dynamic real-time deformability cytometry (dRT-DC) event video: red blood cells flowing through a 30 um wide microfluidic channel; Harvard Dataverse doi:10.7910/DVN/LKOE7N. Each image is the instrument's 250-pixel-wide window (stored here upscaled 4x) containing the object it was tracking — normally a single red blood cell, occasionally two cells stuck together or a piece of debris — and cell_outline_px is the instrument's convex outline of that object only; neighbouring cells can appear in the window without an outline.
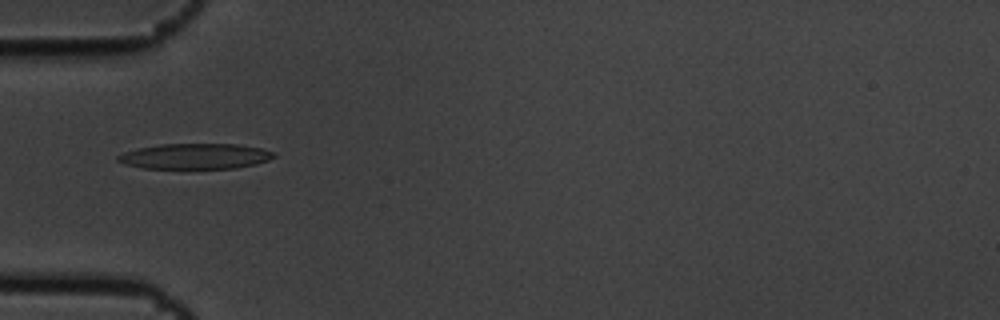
{"species": "common noctule bat (a hibernating species)", "species_latin": "Nyctalus noctula", "temperature_condition": "cold", "stored_images_in_passage": 9, "camera_frame_rate_fps": 3000, "um_per_image_px": 0.085, "animal": {"sex": "male", "body_mass_g": 19.5, "forearm_length_mm": 54.6}, "frame": {"image": 1, "passage_image": 6, "time_ms": 1.667, "image_size_px": [1000, 320], "cell_outline_px": [[276, 156], [268, 160], [256, 164], [236, 168], [144, 168], [124, 164], [116, 160], [116, 156], [124, 152], [140, 148], [160, 144], [236, 144], [260, 148], [272, 152]], "centroid_in_image_um": [16.57, 13.28], "position_along_channel_um": 68.4, "area_um2": 23.0}}
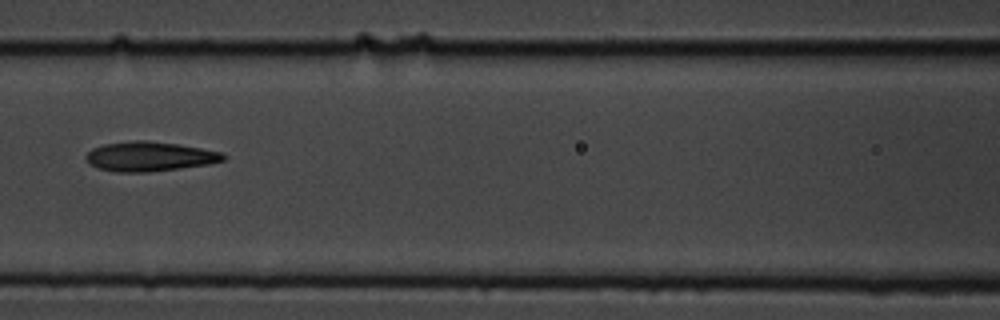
{"frame": {"image": 2, "passage_image": 8, "time_ms": 2.333, "image_size_px": [1000, 320], "cell_outline_px": [[228, 156], [224, 160], [208, 164], [180, 168], [148, 172], [116, 172], [100, 168], [88, 164], [84, 156], [92, 148], [104, 144], [136, 140], [144, 140], [176, 144], [200, 148], [220, 152]], "centroid_in_image_um": [12.68, 13.3], "position_along_channel_um": 153.9, "area_um2": 23.52}}
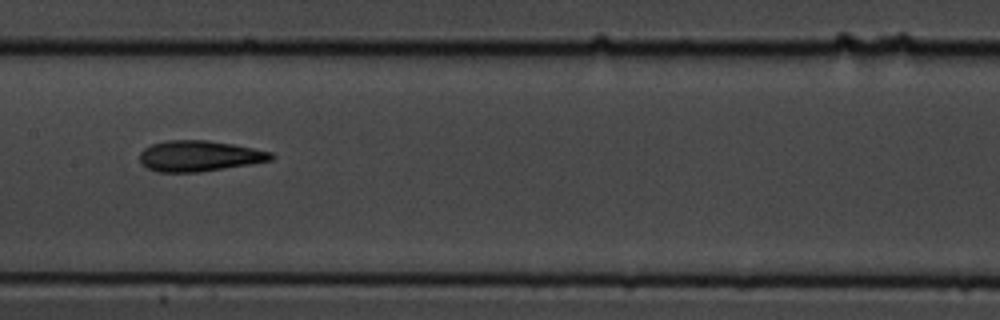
{"frame": {"image": 3, "passage_image": 9, "time_ms": 2.667, "image_size_px": [1000, 320], "cell_outline_px": [[276, 156], [272, 160], [252, 164], [200, 172], [160, 172], [148, 168], [140, 160], [140, 152], [144, 148], [152, 144], [168, 140], [208, 140], [232, 144], [272, 152]], "centroid_in_image_um": [16.97, 13.26], "position_along_channel_um": 190.4, "area_um2": 23.52}}